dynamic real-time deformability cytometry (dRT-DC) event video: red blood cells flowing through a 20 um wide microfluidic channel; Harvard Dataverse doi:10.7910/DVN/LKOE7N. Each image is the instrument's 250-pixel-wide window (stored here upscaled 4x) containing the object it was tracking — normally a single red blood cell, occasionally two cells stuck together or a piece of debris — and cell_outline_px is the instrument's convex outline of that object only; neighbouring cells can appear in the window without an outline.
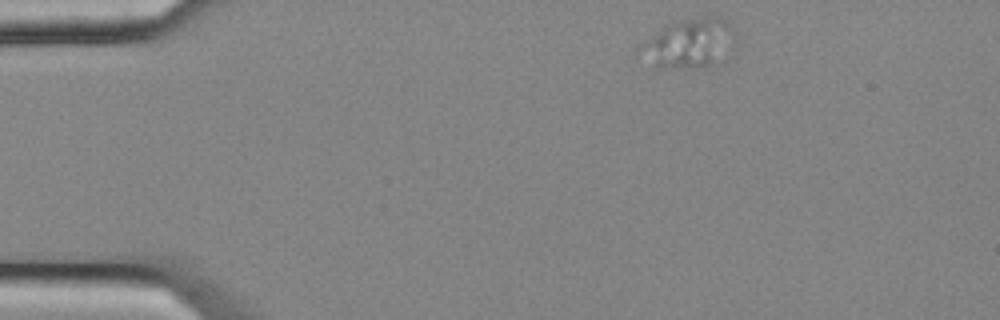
{"species": "common noctule bat (a hibernating species)", "species_latin": "Nyctalus noctula", "temperature_condition": "cold", "stored_images_in_passage": 48, "camera_frame_rate_fps": 3000, "um_per_image_px": 0.085, "animal": {"sex": "female", "body_mass_g": 25.1}, "frame": {"image": 1, "passage_image": 1, "time_ms": 0.0, "image_size_px": [1000, 320], "cell_outline_px": [[736, 32], [708, 64], [704, 68], [656, 68], [644, 44], [664, 24], [680, 20], [704, 16], [720, 16]], "centroid_in_image_um": [58.56, 3.6], "position_along_channel_um": 26.4, "area_um2": 24.85}}
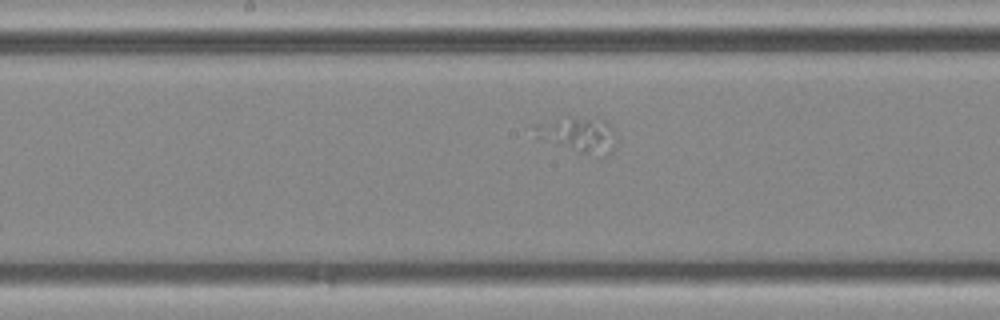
{"frame": {"image": 2, "passage_image": 21, "time_ms": 6.667, "image_size_px": [1000, 320], "cell_outline_px": [[616, 148], [608, 156], [604, 156], [580, 152], [536, 140], [536, 124], [572, 116], [596, 116], [608, 120], [616, 132]], "centroid_in_image_um": [49.26, 11.43], "position_along_channel_um": 198.9, "area_um2": 17.57}}
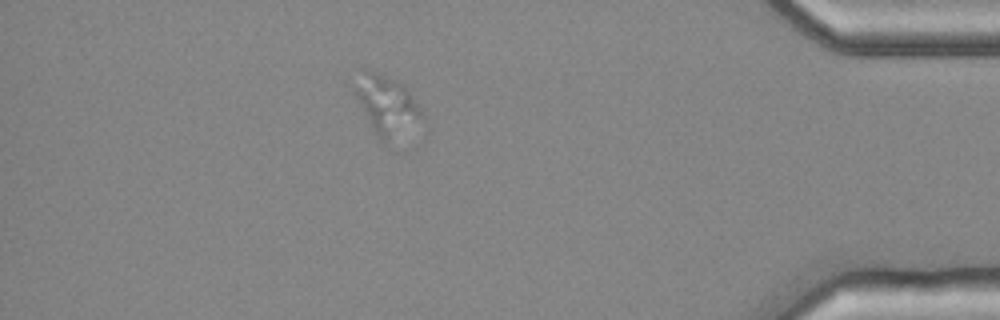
{"frame": {"image": 3, "passage_image": 41, "time_ms": 13.333, "image_size_px": [1000, 320], "cell_outline_px": [[428, 132], [384, 144], [380, 140], [356, 96], [356, 88], [368, 72], [372, 72], [396, 80], [408, 92], [424, 112], [428, 120]], "centroid_in_image_um": [33.2, 9.23], "position_along_channel_um": 402.0, "area_um2": 23.64}}